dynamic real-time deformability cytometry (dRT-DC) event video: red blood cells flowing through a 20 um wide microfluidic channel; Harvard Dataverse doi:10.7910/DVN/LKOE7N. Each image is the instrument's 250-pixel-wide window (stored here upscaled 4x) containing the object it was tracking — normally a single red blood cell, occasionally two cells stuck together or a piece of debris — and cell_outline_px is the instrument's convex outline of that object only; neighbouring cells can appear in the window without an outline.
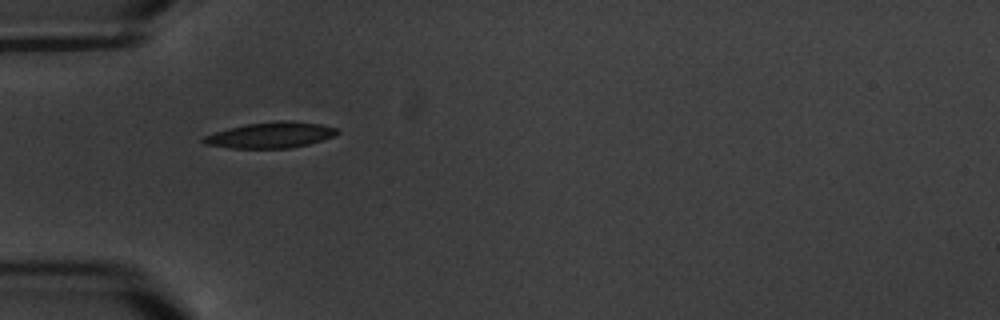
{"species": "common noctule bat (a hibernating species)", "species_latin": "Nyctalus noctula", "temperature_condition": "warm", "stored_images_in_passage": 4, "camera_frame_rate_fps": 3000, "um_per_image_px": 0.085, "animal": {"sex": "male", "body_mass_g": 20.1, "forearm_length_mm": 53.5}, "frame": {"image": 1, "passage_image": 3, "time_ms": 2.333, "image_size_px": [1000, 320], "cell_outline_px": [[340, 132], [332, 136], [308, 144], [288, 148], [232, 148], [204, 144], [200, 140], [204, 136], [228, 128], [248, 124], [276, 120], [284, 120], [320, 124], [336, 128]], "centroid_in_image_um": [22.97, 11.48], "position_along_channel_um": 62.0, "area_um2": 19.88}}